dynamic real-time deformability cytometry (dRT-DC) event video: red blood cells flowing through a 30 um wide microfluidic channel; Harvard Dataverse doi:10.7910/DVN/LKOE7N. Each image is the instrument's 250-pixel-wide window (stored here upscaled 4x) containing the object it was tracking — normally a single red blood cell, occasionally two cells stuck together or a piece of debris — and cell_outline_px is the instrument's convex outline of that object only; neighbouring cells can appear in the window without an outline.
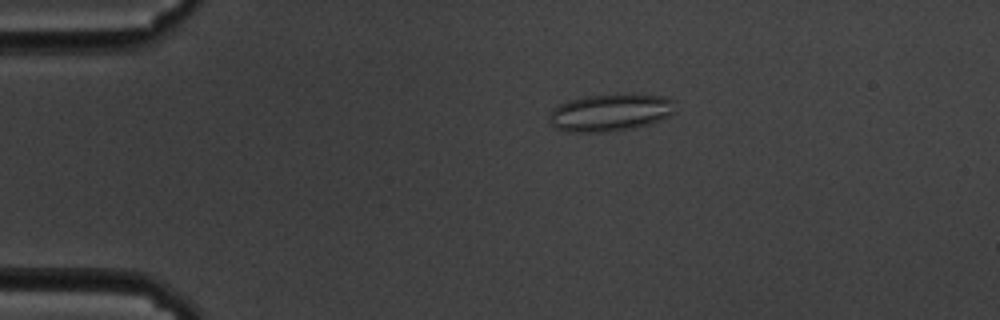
{"species": "common noctule bat (a hibernating species)", "species_latin": "Nyctalus noctula", "temperature_condition": "cold", "stored_images_in_passage": 59, "camera_frame_rate_fps": 3000, "um_per_image_px": 0.085, "animal": {"sex": "male", "body_mass_g": 19.5, "forearm_length_mm": 54.6}, "frame": {"image": 1, "passage_image": 12, "time_ms": 3.667, "image_size_px": [1000, 320], "cell_outline_px": [[676, 112], [668, 116], [648, 124], [628, 128], [604, 132], [564, 132], [552, 128], [548, 116], [552, 108], [568, 100], [588, 96], [616, 92], [628, 92], [664, 96], [672, 100]], "centroid_in_image_um": [51.83, 9.53], "position_along_channel_um": 33.2, "area_um2": 28.03}}
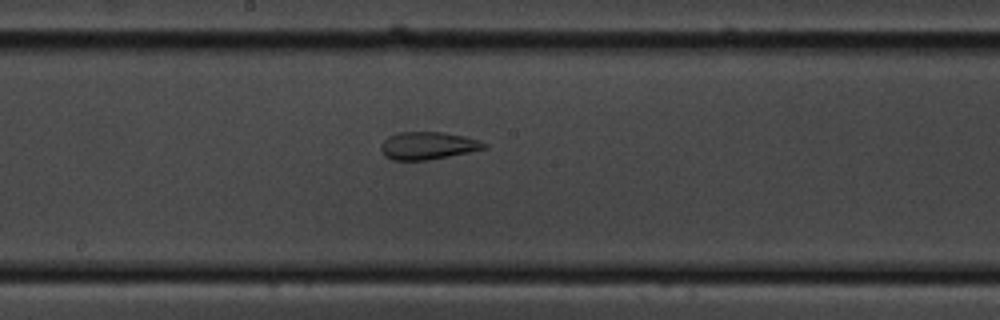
{"frame": {"image": 2, "passage_image": 32, "time_ms": 10.333, "image_size_px": [1000, 320], "cell_outline_px": [[488, 148], [428, 160], [392, 160], [384, 156], [380, 152], [380, 144], [388, 136], [400, 132], [444, 132], [464, 136], [480, 140], [488, 144]], "centroid_in_image_um": [36.35, 12.38], "position_along_channel_um": 211.8, "area_um2": 16.76}}
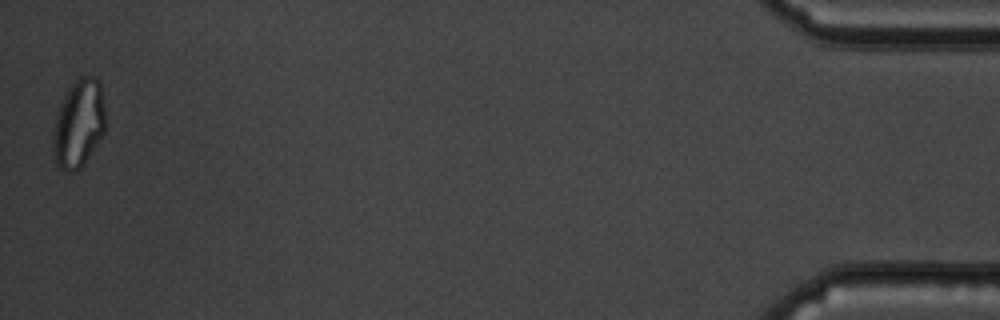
{"frame": {"image": 3, "passage_image": 59, "time_ms": 19.333, "image_size_px": [1000, 320], "cell_outline_px": [[104, 132], [84, 164], [76, 172], [64, 172], [56, 164], [52, 148], [52, 132], [56, 116], [60, 104], [68, 88], [80, 76], [96, 76], [100, 80], [104, 104]], "centroid_in_image_um": [6.67, 10.52], "position_along_channel_um": 428.5, "area_um2": 27.11}, "authors_computed_cell_mechanics": {"area_um2": 24.3338, "velocity_mm_per_s": 3.377, "shape_relaxation_time_tau1_ms": null, "shape_relaxation_time_tau2_ms": 1.6968, "deformation_change_tau1": null, "deformation_change_tau2": 0.0933}}